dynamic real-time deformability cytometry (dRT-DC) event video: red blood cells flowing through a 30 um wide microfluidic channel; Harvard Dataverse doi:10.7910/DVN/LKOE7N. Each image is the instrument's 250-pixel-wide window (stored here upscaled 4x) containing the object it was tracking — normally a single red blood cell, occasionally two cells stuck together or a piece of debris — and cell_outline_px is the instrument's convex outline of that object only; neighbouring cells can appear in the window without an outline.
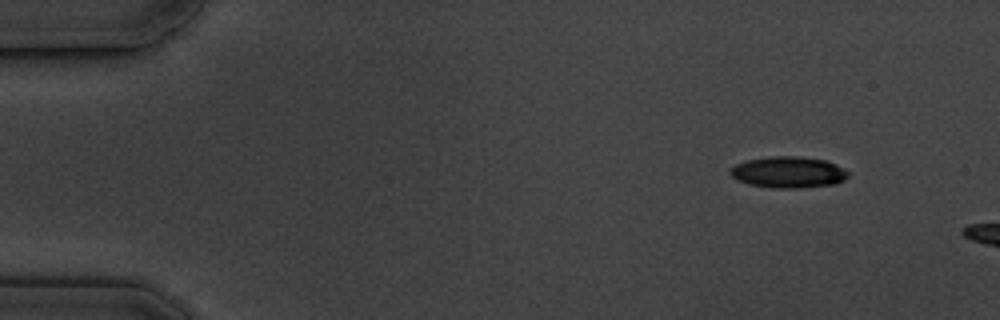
{"species": "common noctule bat (a hibernating species)", "species_latin": "Nyctalus noctula", "temperature_condition": "cold", "stored_images_in_passage": 3, "camera_frame_rate_fps": 3000, "um_per_image_px": 0.085, "animal": {"sex": "male", "body_mass_g": 19.5, "forearm_length_mm": 54.6}, "frame": {"image": 1, "passage_image": 1, "time_ms": 0.0, "image_size_px": [1000, 320], "cell_outline_px": [[848, 176], [844, 180], [836, 184], [800, 188], [772, 188], [748, 184], [736, 180], [728, 172], [736, 164], [748, 160], [772, 156], [800, 156], [824, 160], [836, 164], [848, 172]], "centroid_in_image_um": [67.01, 14.65], "position_along_channel_um": 18.0, "area_um2": 21.56}}